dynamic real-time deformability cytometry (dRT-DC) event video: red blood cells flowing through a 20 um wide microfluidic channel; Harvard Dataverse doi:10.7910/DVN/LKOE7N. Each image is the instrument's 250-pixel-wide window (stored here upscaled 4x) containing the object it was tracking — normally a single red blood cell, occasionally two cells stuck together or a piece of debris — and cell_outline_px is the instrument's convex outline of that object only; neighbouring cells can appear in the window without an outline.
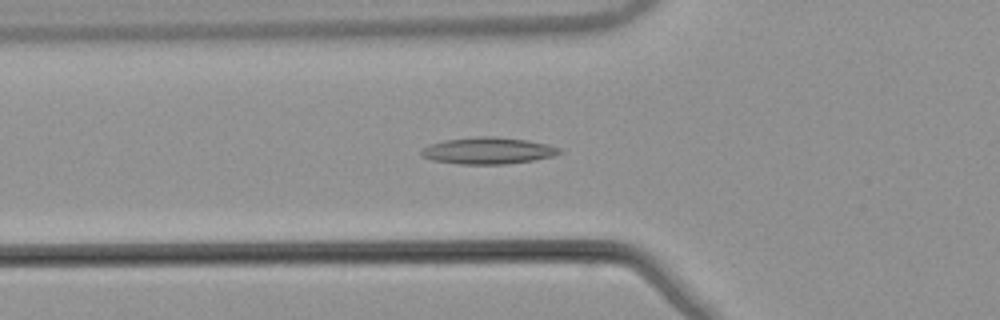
{"species": "common noctule bat (a hibernating species)", "species_latin": "Nyctalus noctula", "temperature_condition": "warm", "stored_images_in_passage": 53, "camera_frame_rate_fps": 3000, "um_per_image_px": 0.085, "animal": {"sex": "male", "body_mass_g": 21.5, "forearm_length_mm": 52.0}, "frame": {"image": 1, "passage_image": 19, "time_ms": 6.0, "image_size_px": [1000, 320], "cell_outline_px": [[564, 152], [552, 156], [532, 160], [504, 164], [460, 164], [432, 160], [420, 156], [420, 152], [428, 144], [444, 140], [476, 136], [496, 136], [528, 140], [548, 144], [560, 148]], "centroid_in_image_um": [41.47, 12.8], "position_along_channel_um": 84.3, "area_um2": 21.62}}
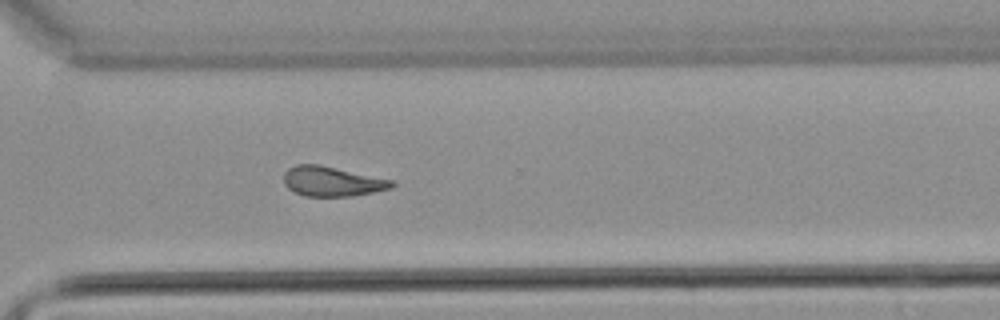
{"frame": {"image": 2, "passage_image": 39, "time_ms": 12.667, "image_size_px": [1000, 320], "cell_outline_px": [[396, 184], [392, 188], [352, 196], [304, 196], [288, 188], [284, 184], [284, 172], [288, 168], [296, 164], [320, 164], [396, 180]], "centroid_in_image_um": [28.26, 15.4], "position_along_channel_um": 342.3, "area_um2": 19.02}}
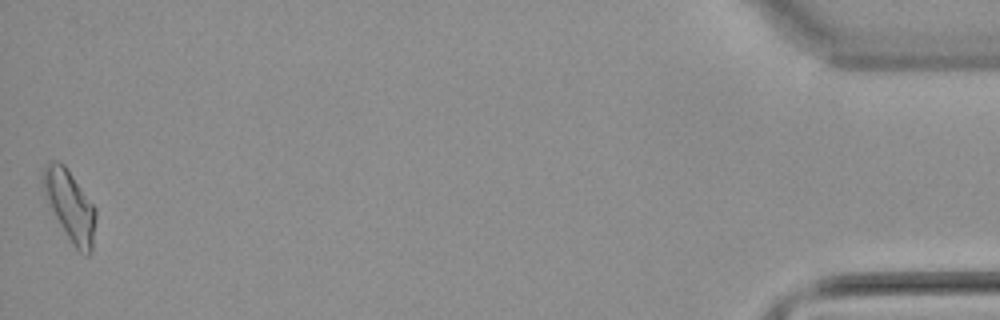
{"frame": {"image": 3, "passage_image": 53, "time_ms": 17.333, "image_size_px": [1000, 320], "cell_outline_px": [[96, 216], [92, 252], [88, 256], [84, 256], [72, 244], [44, 196], [44, 168], [48, 164], [56, 160], [64, 164], [96, 208]], "centroid_in_image_um": [5.99, 17.53], "position_along_channel_um": 429.2, "area_um2": 21.15}, "authors_computed_cell_mechanics": {"area_um2": 19.4208, "velocity_mm_per_s": 3.8694, "shape_relaxation_time_tau1_ms": null, "shape_relaxation_time_tau2_ms": 6.2462, "deformation_change_tau1": null, "deformation_change_tau2": 0.1616}}